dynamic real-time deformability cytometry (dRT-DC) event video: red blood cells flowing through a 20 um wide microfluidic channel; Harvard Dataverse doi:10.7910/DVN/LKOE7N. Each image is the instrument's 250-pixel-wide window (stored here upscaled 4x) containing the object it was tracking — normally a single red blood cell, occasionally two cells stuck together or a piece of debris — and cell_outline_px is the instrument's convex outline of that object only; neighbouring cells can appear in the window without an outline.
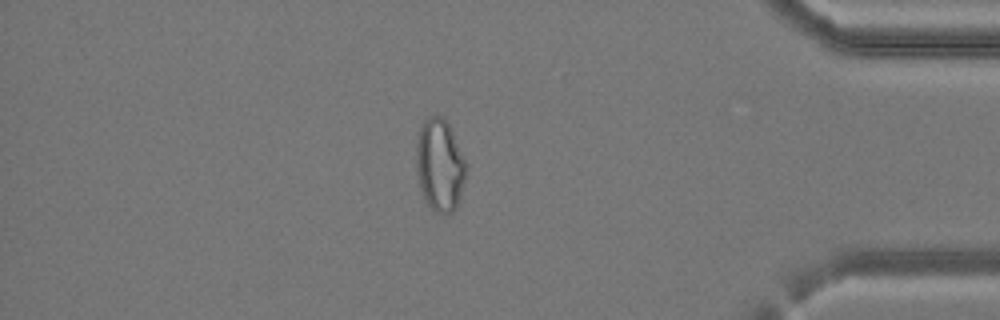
{"species": "common noctule bat (a hibernating species)", "species_latin": "Nyctalus noctula", "temperature_condition": "cold", "stored_images_in_passage": 39, "camera_frame_rate_fps": 3000, "um_per_image_px": 0.085, "animal": {"sex": "female", "body_mass_g": 24.6, "forearm_length_mm": 56.2}, "frame": {"image": 1, "passage_image": 34, "time_ms": 11.0, "image_size_px": [1000, 320], "cell_outline_px": [[464, 180], [456, 208], [452, 212], [444, 216], [436, 212], [424, 200], [420, 188], [416, 168], [416, 144], [420, 128], [424, 120], [428, 116], [444, 116], [452, 132], [464, 160]], "centroid_in_image_um": [37.34, 14.05], "position_along_channel_um": 397.9, "area_um2": 26.47}}